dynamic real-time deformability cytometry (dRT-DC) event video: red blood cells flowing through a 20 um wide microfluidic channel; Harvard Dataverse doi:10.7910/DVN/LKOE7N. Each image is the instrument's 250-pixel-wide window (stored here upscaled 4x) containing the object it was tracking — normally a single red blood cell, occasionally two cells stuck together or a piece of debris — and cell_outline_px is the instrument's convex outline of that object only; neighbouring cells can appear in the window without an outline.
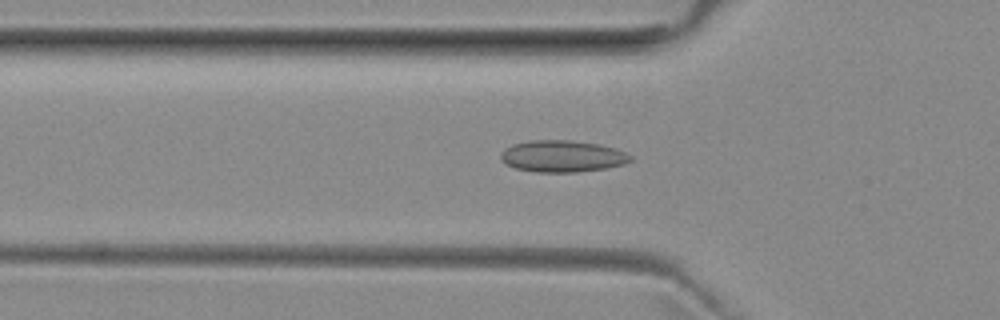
{"species": "common noctule bat (a hibernating species)", "species_latin": "Nyctalus noctula", "temperature_condition": "room temperature", "stored_images_in_passage": 51, "camera_frame_rate_fps": 3000, "um_per_image_px": 0.085, "animal": {"sex": "female", "body_mass_g": 29.2, "forearm_length_mm": 56.3}, "frame": {"image": 1, "passage_image": 17, "time_ms": 5.333, "image_size_px": [1000, 320], "cell_outline_px": [[632, 160], [624, 164], [604, 168], [576, 172], [536, 172], [516, 168], [504, 164], [500, 160], [500, 152], [504, 148], [512, 144], [532, 140], [568, 140], [600, 144], [616, 148], [632, 156]], "centroid_in_image_um": [47.76, 13.27], "position_along_channel_um": 78.0, "area_um2": 24.1}}
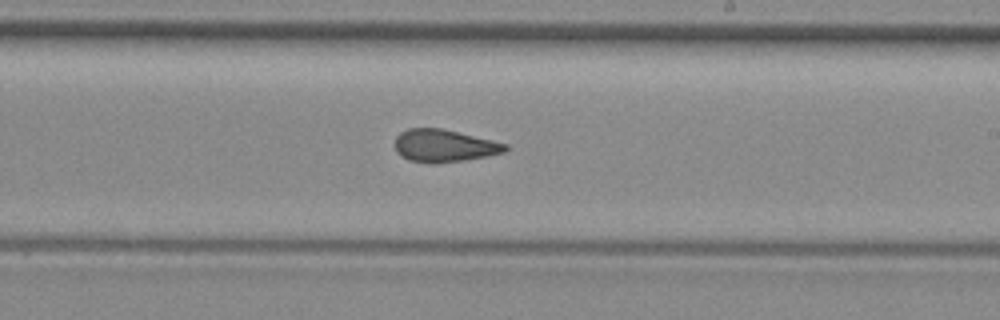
{"frame": {"image": 2, "passage_image": 30, "time_ms": 9.667, "image_size_px": [1000, 320], "cell_outline_px": [[508, 148], [504, 152], [464, 160], [432, 164], [408, 160], [396, 152], [396, 136], [400, 132], [408, 128], [440, 128], [492, 140], [508, 144]], "centroid_in_image_um": [37.72, 12.39], "position_along_channel_um": 251.3, "area_um2": 20.75}}
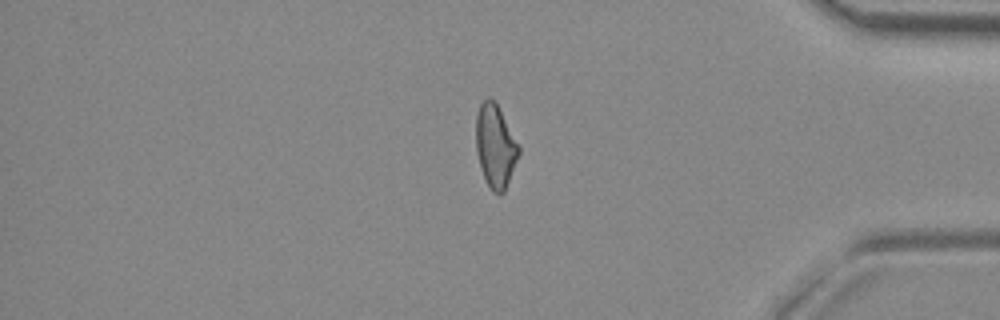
{"frame": {"image": 3, "passage_image": 43, "time_ms": 14.0, "image_size_px": [1000, 320], "cell_outline_px": [[520, 152], [504, 192], [492, 192], [484, 176], [476, 152], [476, 116], [480, 104], [488, 96], [496, 104], [520, 144]], "centroid_in_image_um": [42.11, 12.4], "position_along_channel_um": 393.1, "area_um2": 20.4}, "authors_computed_cell_mechanics": {"area_um2": 21.4438, "velocity_mm_per_s": 3.9895, "shape_relaxation_time_tau1_ms": null, "shape_relaxation_time_tau2_ms": 1.71, "deformation_change_tau1": null, "deformation_change_tau2": 0.0847}}